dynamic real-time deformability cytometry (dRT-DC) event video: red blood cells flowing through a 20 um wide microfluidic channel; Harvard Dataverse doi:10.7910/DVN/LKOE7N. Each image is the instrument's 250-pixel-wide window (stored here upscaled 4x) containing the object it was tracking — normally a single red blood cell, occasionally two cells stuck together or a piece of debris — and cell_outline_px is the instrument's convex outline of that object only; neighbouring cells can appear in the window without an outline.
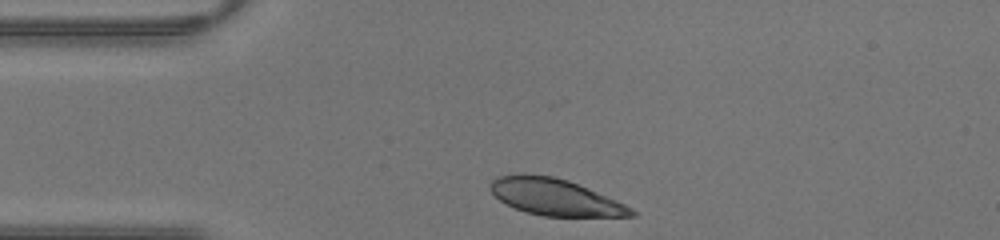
{"species": "human", "species_latin": "Homo sapiens", "temperature_condition": "warm", "stored_images_in_passage": 25, "camera_frame_rate_fps": 3000, "um_per_image_px": 0.085, "donor": {"sex": "male"}, "frame": {"image": 1, "passage_image": 1, "time_ms": 0.0, "image_size_px": [1000, 240], "cell_outline_px": [[636, 216], [544, 216], [524, 212], [504, 204], [488, 188], [488, 184], [496, 176], [520, 172], [552, 176], [568, 180], [588, 188], [616, 200], [632, 208], [636, 212]], "centroid_in_image_um": [47.1, 16.73], "position_along_channel_um": 37.9, "area_um2": 30.35}}
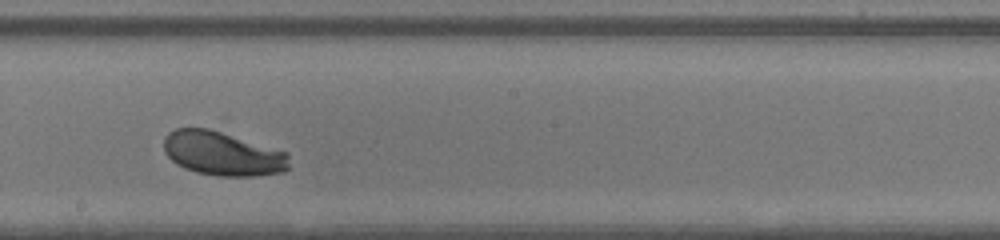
{"frame": {"image": 2, "passage_image": 15, "time_ms": 4.667, "image_size_px": [1000, 240], "cell_outline_px": [[288, 168], [284, 172], [252, 176], [220, 176], [196, 172], [184, 168], [176, 164], [164, 152], [164, 136], [168, 132], [176, 128], [208, 128], [288, 152]], "centroid_in_image_um": [18.9, 13.05], "position_along_channel_um": 229.3, "area_um2": 32.14}}
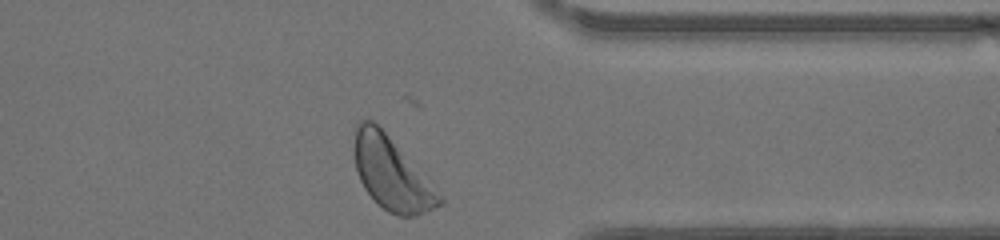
{"frame": {"image": 3, "passage_image": 25, "time_ms": 8.0, "image_size_px": [1000, 240], "cell_outline_px": [[444, 204], [416, 216], [400, 216], [388, 212], [364, 188], [360, 180], [356, 168], [352, 148], [356, 124], [360, 120], [372, 120], [384, 132], [444, 196]], "centroid_in_image_um": [33.28, 14.76], "position_along_channel_um": 378.1, "area_um2": 35.72}}